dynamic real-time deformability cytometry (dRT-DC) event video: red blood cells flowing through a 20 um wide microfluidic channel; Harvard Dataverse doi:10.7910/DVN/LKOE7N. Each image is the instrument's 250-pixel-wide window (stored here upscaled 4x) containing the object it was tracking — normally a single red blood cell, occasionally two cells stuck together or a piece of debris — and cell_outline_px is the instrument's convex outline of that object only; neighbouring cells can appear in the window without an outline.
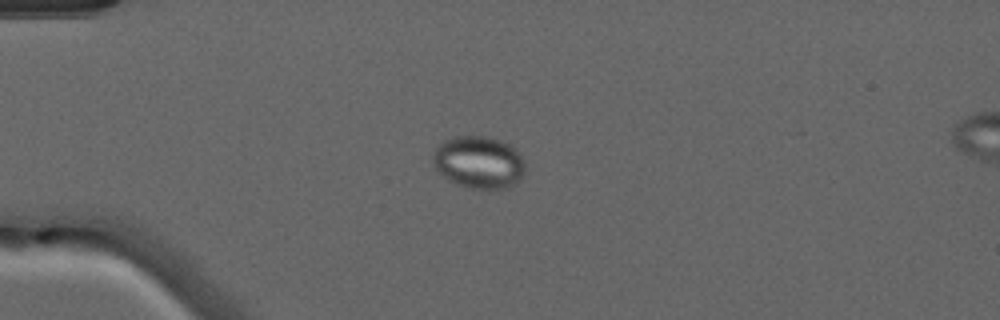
{"species": "common noctule bat (a hibernating species)", "species_latin": "Nyctalus noctula", "temperature_condition": "warm", "stored_images_in_passage": 3, "camera_frame_rate_fps": 3000, "um_per_image_px": 0.085, "animal": {"sex": "male", "forearm_length_mm": 52.5}, "frame": {"image": 1, "passage_image": 1, "time_ms": 0.0, "image_size_px": [1000, 320], "cell_outline_px": [[524, 172], [520, 180], [516, 184], [508, 188], [488, 192], [468, 188], [444, 176], [436, 168], [432, 160], [432, 156], [436, 148], [444, 140], [456, 136], [488, 136], [500, 140], [508, 144], [520, 156], [524, 164]], "centroid_in_image_um": [40.72, 13.83], "position_along_channel_um": 44.3, "area_um2": 28.32}}